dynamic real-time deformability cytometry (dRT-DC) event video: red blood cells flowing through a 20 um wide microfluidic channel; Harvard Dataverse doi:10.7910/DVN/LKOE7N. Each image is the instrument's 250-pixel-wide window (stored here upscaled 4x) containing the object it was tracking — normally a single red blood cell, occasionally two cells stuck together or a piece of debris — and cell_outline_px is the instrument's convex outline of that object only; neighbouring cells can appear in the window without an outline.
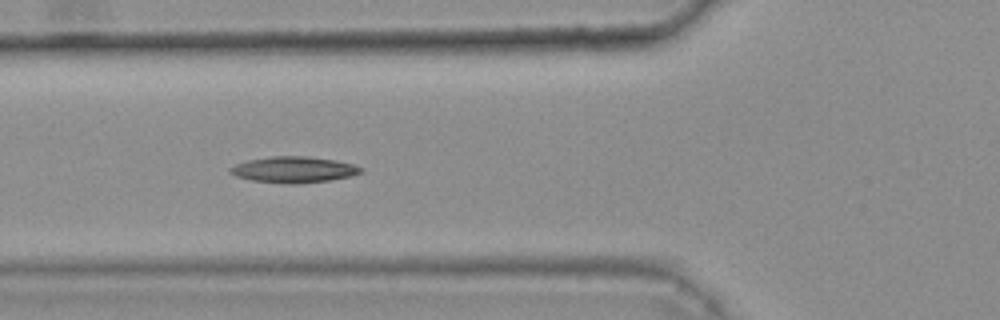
{"species": "common noctule bat (a hibernating species)", "species_latin": "Nyctalus noctula", "temperature_condition": "warm", "stored_images_in_passage": 44, "camera_frame_rate_fps": 3000, "um_per_image_px": 0.085, "animal": {"sex": "female", "body_mass_g": 25.1}, "frame": {"image": 1, "passage_image": 19, "time_ms": 6.0, "image_size_px": [1000, 320], "cell_outline_px": [[364, 172], [352, 176], [332, 180], [300, 184], [288, 184], [252, 180], [236, 176], [228, 172], [228, 168], [236, 164], [248, 160], [272, 156], [308, 156], [336, 160], [352, 164], [364, 168]], "centroid_in_image_um": [25.0, 14.42], "position_along_channel_um": 100.8, "area_um2": 20.11}, "authors_computed_cell_mechanics": {"area_um2": 19.1607, "velocity_mm_per_s": 3.8078, "shape_relaxation_time_tau1_ms": null, "shape_relaxation_time_tau2_ms": 9.0865, "deformation_change_tau1": null, "deformation_change_tau2": 0.1544}}